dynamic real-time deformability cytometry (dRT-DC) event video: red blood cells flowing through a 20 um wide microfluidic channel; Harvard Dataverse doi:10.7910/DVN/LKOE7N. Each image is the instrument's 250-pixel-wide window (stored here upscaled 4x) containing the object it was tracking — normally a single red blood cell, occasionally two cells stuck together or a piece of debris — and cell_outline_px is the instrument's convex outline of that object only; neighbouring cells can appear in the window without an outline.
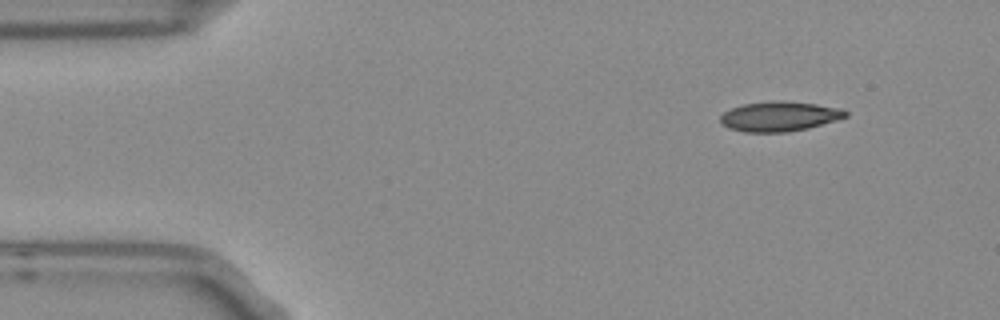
{"species": "Egyptian fruit bat (a non-hibernating species)", "species_latin": "Rousettus aegyptiacus", "temperature_condition": "room temperature", "stored_images_in_passage": 5, "camera_frame_rate_fps": 3000, "um_per_image_px": 0.085, "frame": {"image": 1, "passage_image": 1, "time_ms": 0.0, "image_size_px": [1000, 320], "cell_outline_px": [[848, 116], [836, 120], [808, 128], [788, 132], [744, 132], [728, 128], [720, 120], [720, 116], [724, 112], [732, 108], [744, 104], [772, 100], [780, 100], [816, 104], [844, 108], [848, 112]], "centroid_in_image_um": [66.28, 9.88], "position_along_channel_um": 18.7, "area_um2": 21.85}}
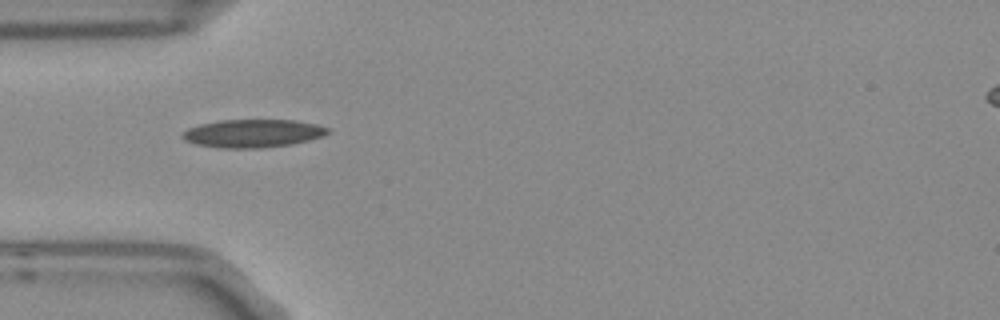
{"frame": {"image": 2, "passage_image": 3, "time_ms": 0.667, "image_size_px": [1000, 320], "cell_outline_px": [[332, 132], [324, 136], [292, 144], [264, 148], [216, 148], [196, 144], [184, 140], [180, 136], [188, 128], [200, 124], [220, 120], [296, 120], [316, 124], [328, 128]], "centroid_in_image_um": [21.5, 11.34], "position_along_channel_um": 63.5, "area_um2": 23.99}}
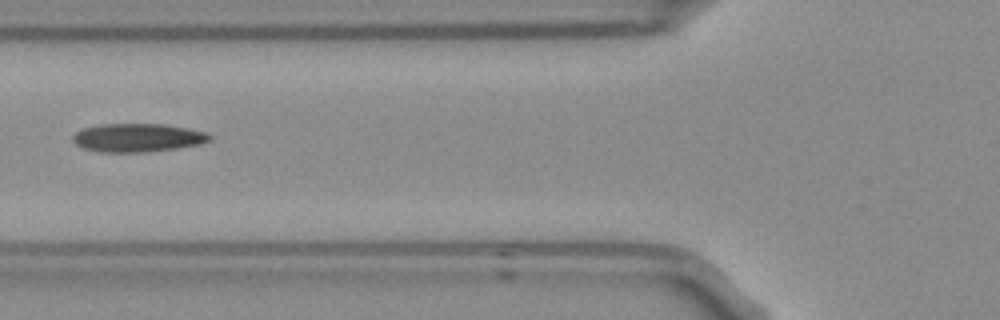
{"frame": {"image": 3, "passage_image": 4, "time_ms": 1.0, "image_size_px": [1000, 320], "cell_outline_px": [[212, 140], [200, 144], [176, 148], [144, 152], [100, 152], [84, 148], [76, 144], [72, 140], [72, 136], [76, 132], [84, 128], [100, 124], [164, 124], [188, 128], [208, 132], [212, 136]], "centroid_in_image_um": [11.73, 11.7], "position_along_channel_um": 114.1, "area_um2": 22.72}}